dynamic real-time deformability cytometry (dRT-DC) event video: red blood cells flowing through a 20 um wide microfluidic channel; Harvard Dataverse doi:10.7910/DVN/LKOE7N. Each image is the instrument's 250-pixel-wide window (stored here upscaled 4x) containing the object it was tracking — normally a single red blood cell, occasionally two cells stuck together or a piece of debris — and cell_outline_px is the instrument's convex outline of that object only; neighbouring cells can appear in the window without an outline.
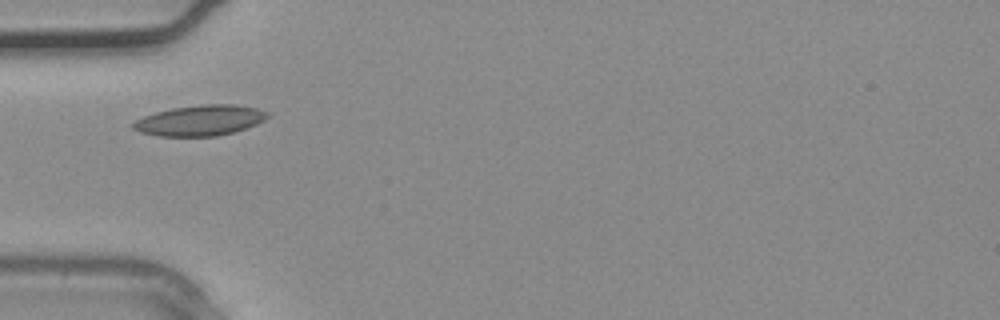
{"species": "common noctule bat (a hibernating species)", "species_latin": "Nyctalus noctula", "temperature_condition": "warm", "stored_images_in_passage": 3, "camera_frame_rate_fps": 3000, "um_per_image_px": 0.085, "animal": {"sex": "male", "body_mass_g": 20.4}, "frame": {"image": 1, "passage_image": 3, "time_ms": 0.667, "image_size_px": [1000, 320], "cell_outline_px": [[268, 116], [264, 120], [256, 124], [232, 132], [216, 136], [160, 136], [140, 132], [132, 128], [128, 124], [144, 116], [156, 112], [172, 108], [204, 104], [232, 104], [256, 108], [268, 112]], "centroid_in_image_um": [16.96, 10.23], "position_along_channel_um": 68.0, "area_um2": 23.76}}